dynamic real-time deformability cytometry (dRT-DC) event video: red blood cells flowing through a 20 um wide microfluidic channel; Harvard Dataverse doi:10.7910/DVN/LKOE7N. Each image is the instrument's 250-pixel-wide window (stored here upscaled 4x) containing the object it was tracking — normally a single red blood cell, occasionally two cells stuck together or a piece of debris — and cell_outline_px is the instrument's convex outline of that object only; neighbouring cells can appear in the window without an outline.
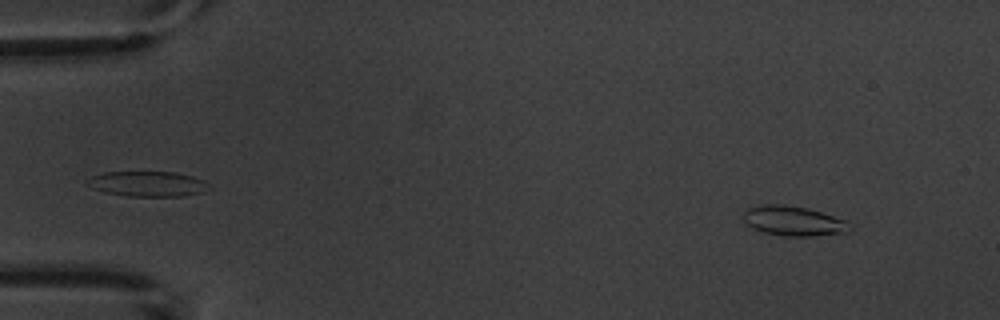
{"species": "common noctule bat (a hibernating species)", "species_latin": "Nyctalus noctula", "temperature_condition": "warm", "stored_images_in_passage": 10, "camera_frame_rate_fps": 3000, "um_per_image_px": 0.085, "animal": {"sex": "male", "body_mass_g": 20.1, "forearm_length_mm": 53.5}, "frame": {"image": 1, "passage_image": 1, "time_ms": 0.0, "image_size_px": [1000, 320], "cell_outline_px": [[852, 228], [848, 232], [812, 236], [784, 236], [764, 232], [752, 228], [744, 220], [744, 212], [748, 208], [764, 204], [784, 204], [808, 208], [844, 220], [852, 224]], "centroid_in_image_um": [67.46, 18.78], "position_along_channel_um": 17.5, "area_um2": 18.38}}
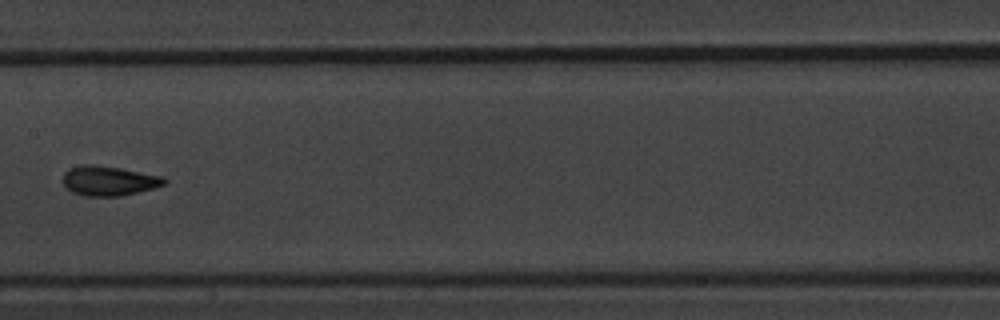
{"frame": {"image": 2, "passage_image": 7, "time_ms": 7.667, "image_size_px": [1000, 320], "cell_outline_px": [[168, 180], [164, 184], [152, 188], [120, 196], [84, 196], [72, 192], [64, 184], [64, 172], [68, 168], [80, 164], [96, 164], [120, 168], [164, 176]], "centroid_in_image_um": [9.24, 15.35], "position_along_channel_um": 198.2, "area_um2": 17.57}}
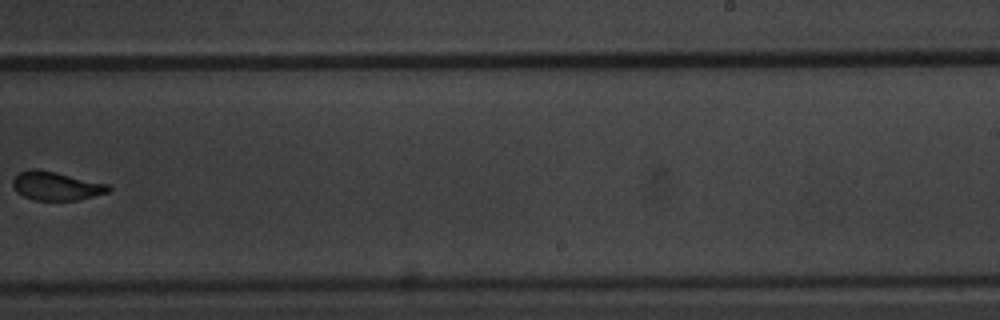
{"frame": {"image": 3, "passage_image": 9, "time_ms": 10.0, "image_size_px": [1000, 320], "cell_outline_px": [[112, 188], [108, 192], [76, 200], [32, 200], [16, 192], [12, 184], [12, 180], [20, 172], [28, 168], [36, 168], [108, 184]], "centroid_in_image_um": [4.73, 15.8], "position_along_channel_um": 284.3, "area_um2": 15.84}}